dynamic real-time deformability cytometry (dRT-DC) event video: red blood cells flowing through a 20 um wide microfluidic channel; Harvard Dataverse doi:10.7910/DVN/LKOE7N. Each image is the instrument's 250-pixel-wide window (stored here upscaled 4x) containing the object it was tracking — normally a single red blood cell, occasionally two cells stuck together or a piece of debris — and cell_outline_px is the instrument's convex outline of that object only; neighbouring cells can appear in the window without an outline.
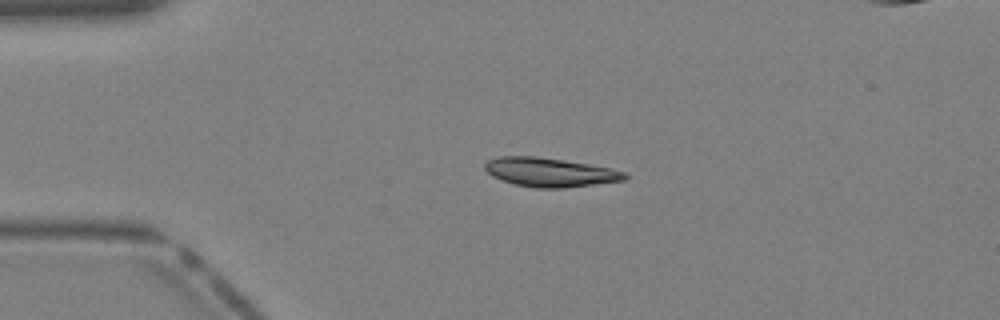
{"species": "Egyptian fruit bat (a non-hibernating species)", "species_latin": "Rousettus aegyptiacus", "temperature_condition": "warm", "stored_images_in_passage": 32, "camera_frame_rate_fps": 3000, "um_per_image_px": 0.085, "animal": {"sex": "female"}, "frame": {"image": 1, "passage_image": 1, "time_ms": 0.0, "image_size_px": [1000, 320], "cell_outline_px": [[628, 176], [624, 180], [564, 188], [536, 188], [516, 184], [492, 176], [484, 168], [484, 164], [488, 160], [496, 156], [536, 156], [564, 160], [612, 168], [624, 172]], "centroid_in_image_um": [46.73, 14.63], "position_along_channel_um": 38.3, "area_um2": 23.47}}
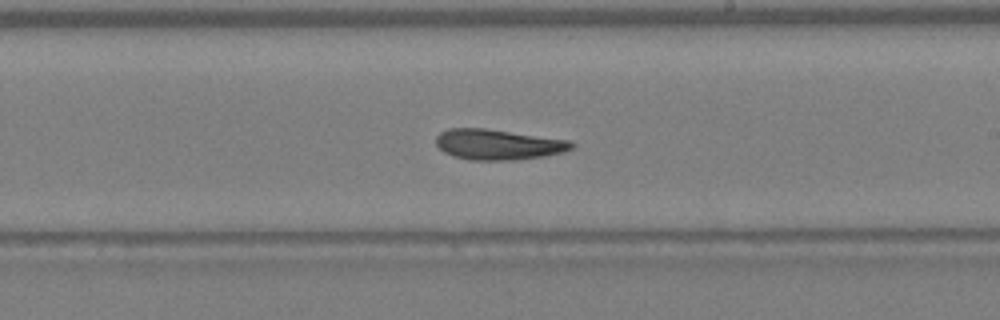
{"frame": {"image": 2, "passage_image": 15, "time_ms": 4.667, "image_size_px": [1000, 320], "cell_outline_px": [[576, 144], [572, 148], [564, 152], [544, 156], [516, 160], [468, 160], [444, 152], [436, 144], [436, 136], [440, 132], [448, 128], [484, 128], [568, 140]], "centroid_in_image_um": [42.33, 12.28], "position_along_channel_um": 246.7, "area_um2": 23.99}}
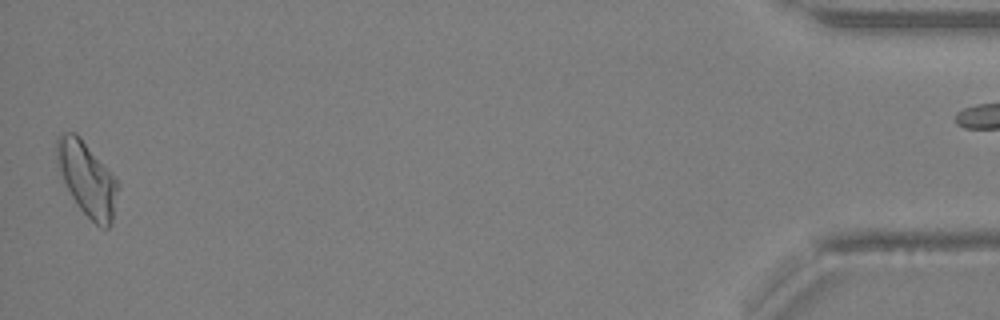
{"frame": {"image": 3, "passage_image": 31, "time_ms": 10.0, "image_size_px": [1000, 320], "cell_outline_px": [[120, 184], [112, 224], [108, 228], [104, 228], [96, 224], [80, 208], [72, 196], [64, 180], [56, 156], [56, 136], [64, 132], [76, 132], [80, 136]], "centroid_in_image_um": [7.43, 15.19], "position_along_channel_um": 427.8, "area_um2": 25.89}}